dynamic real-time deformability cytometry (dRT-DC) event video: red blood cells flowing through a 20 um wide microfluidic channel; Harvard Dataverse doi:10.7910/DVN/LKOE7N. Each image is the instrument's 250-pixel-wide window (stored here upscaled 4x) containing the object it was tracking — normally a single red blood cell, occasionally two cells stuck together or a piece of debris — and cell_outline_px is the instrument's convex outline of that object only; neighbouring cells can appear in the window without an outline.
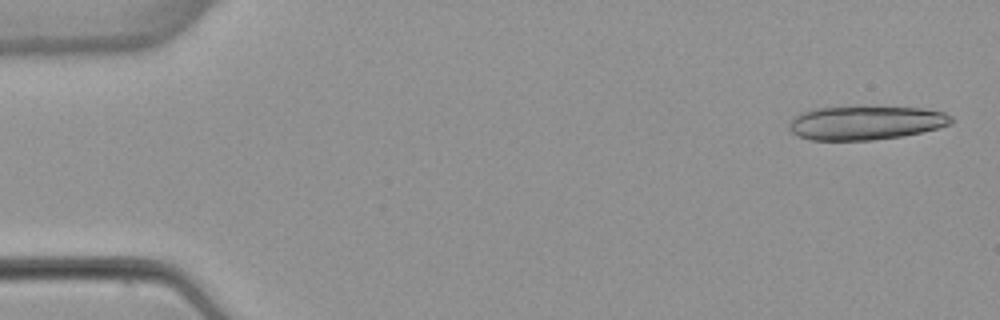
{"species": "common noctule bat (a hibernating species)", "species_latin": "Nyctalus noctula", "temperature_condition": "warm", "stored_images_in_passage": 4, "camera_frame_rate_fps": 3000, "um_per_image_px": 0.085, "animal": {"sex": "female", "body_mass_g": 22.7, "forearm_length_mm": 54.2}, "frame": {"image": 1, "passage_image": 1, "time_ms": 0.0, "image_size_px": [1000, 320], "cell_outline_px": [[952, 124], [920, 132], [900, 136], [872, 140], [808, 140], [792, 132], [788, 128], [788, 124], [792, 116], [812, 108], [924, 108], [944, 112], [952, 116]], "centroid_in_image_um": [73.54, 10.45], "position_along_channel_um": 11.5, "area_um2": 31.56}}